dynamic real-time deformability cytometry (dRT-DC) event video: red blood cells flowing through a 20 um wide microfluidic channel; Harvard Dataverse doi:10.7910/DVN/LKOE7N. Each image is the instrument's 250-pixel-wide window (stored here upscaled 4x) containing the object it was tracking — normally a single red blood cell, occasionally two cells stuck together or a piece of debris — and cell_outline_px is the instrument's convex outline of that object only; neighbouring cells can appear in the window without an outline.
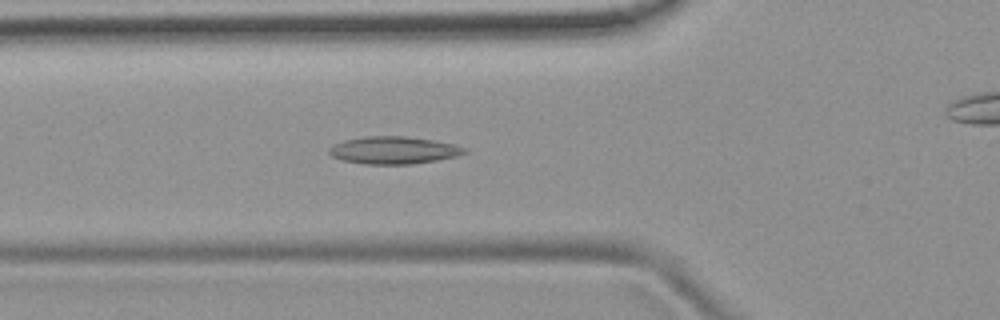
{"species": "common noctule bat (a hibernating species)", "species_latin": "Nyctalus noctula", "temperature_condition": "room temperature", "stored_images_in_passage": 50, "camera_frame_rate_fps": 3000, "um_per_image_px": 0.085, "animal": {"sex": "female", "body_mass_g": 19.9}, "frame": {"image": 1, "passage_image": 17, "time_ms": 5.333, "image_size_px": [1000, 320], "cell_outline_px": [[468, 152], [456, 156], [436, 160], [412, 164], [364, 164], [344, 160], [332, 156], [328, 152], [328, 148], [344, 140], [364, 136], [404, 136], [432, 140], [452, 144], [464, 148]], "centroid_in_image_um": [33.43, 12.77], "position_along_channel_um": 92.4, "area_um2": 21.39}}
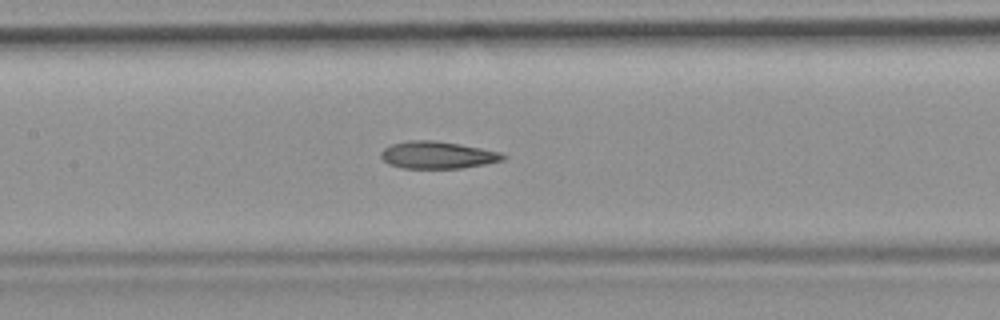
{"frame": {"image": 2, "passage_image": 23, "time_ms": 7.333, "image_size_px": [1000, 320], "cell_outline_px": [[508, 156], [504, 160], [484, 164], [460, 168], [400, 168], [388, 164], [380, 156], [380, 152], [384, 148], [392, 144], [408, 140], [436, 140], [460, 144], [500, 152]], "centroid_in_image_um": [37.17, 13.17], "position_along_channel_um": 170.2, "area_um2": 19.42}}
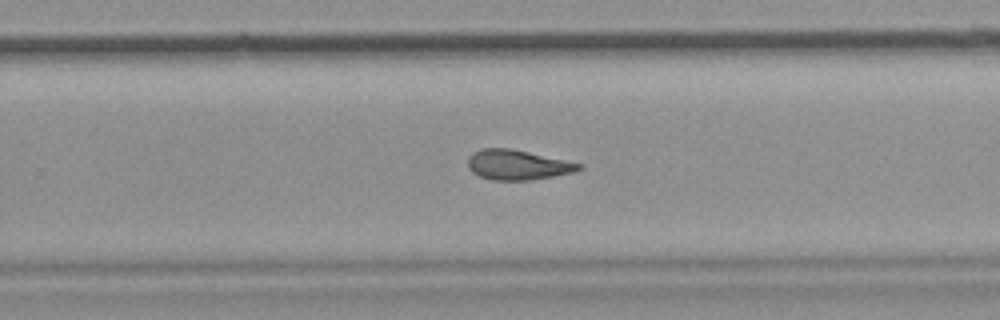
{"frame": {"image": 3, "passage_image": 32, "time_ms": 10.333, "image_size_px": [1000, 320], "cell_outline_px": [[584, 168], [572, 172], [556, 176], [528, 180], [492, 180], [480, 176], [472, 172], [468, 168], [468, 156], [472, 152], [480, 148], [512, 148], [584, 164]], "centroid_in_image_um": [43.99, 14.0], "position_along_channel_um": 285.8, "area_um2": 19.59}}